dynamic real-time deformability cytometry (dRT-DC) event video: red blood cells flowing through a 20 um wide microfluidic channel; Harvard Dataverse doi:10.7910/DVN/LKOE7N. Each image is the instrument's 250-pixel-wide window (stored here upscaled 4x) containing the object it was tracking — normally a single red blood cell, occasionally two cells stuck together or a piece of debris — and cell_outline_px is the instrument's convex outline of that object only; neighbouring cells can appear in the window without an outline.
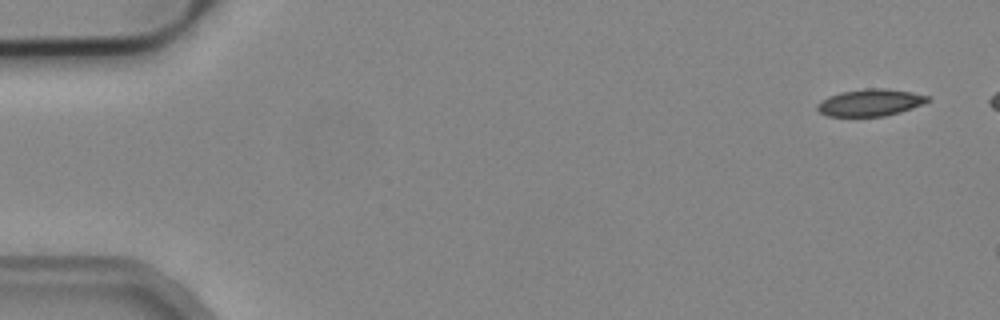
{"species": "common noctule bat (a hibernating species)", "species_latin": "Nyctalus noctula", "temperature_condition": "cold", "stored_images_in_passage": 4, "camera_frame_rate_fps": 3000, "um_per_image_px": 0.085, "animal": {"sex": "male", "body_mass_g": 19.2, "forearm_length_mm": 51.8}, "frame": {"image": 1, "passage_image": 1, "time_ms": 0.0, "image_size_px": [1000, 320], "cell_outline_px": [[932, 100], [912, 108], [900, 112], [884, 116], [828, 116], [820, 112], [816, 108], [816, 104], [820, 100], [828, 96], [840, 92], [864, 88], [884, 88], [912, 92], [928, 96]], "centroid_in_image_um": [73.95, 8.71], "position_along_channel_um": 11.0, "area_um2": 17.46}}